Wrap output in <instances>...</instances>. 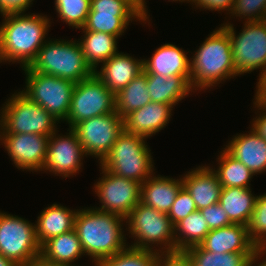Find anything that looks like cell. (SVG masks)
Returning a JSON list of instances; mask_svg holds the SVG:
<instances>
[{"mask_svg": "<svg viewBox=\"0 0 266 266\" xmlns=\"http://www.w3.org/2000/svg\"><path fill=\"white\" fill-rule=\"evenodd\" d=\"M28 68L31 71L68 79L74 83L94 73L85 60L79 40L46 41Z\"/></svg>", "mask_w": 266, "mask_h": 266, "instance_id": "277c9868", "label": "cell"}, {"mask_svg": "<svg viewBox=\"0 0 266 266\" xmlns=\"http://www.w3.org/2000/svg\"><path fill=\"white\" fill-rule=\"evenodd\" d=\"M0 254L17 266L40 257L35 224L0 211Z\"/></svg>", "mask_w": 266, "mask_h": 266, "instance_id": "30bf717a", "label": "cell"}, {"mask_svg": "<svg viewBox=\"0 0 266 266\" xmlns=\"http://www.w3.org/2000/svg\"><path fill=\"white\" fill-rule=\"evenodd\" d=\"M190 72L192 90H207L220 84L222 80L238 76L233 62L231 41L222 27L213 31L195 51L190 59Z\"/></svg>", "mask_w": 266, "mask_h": 266, "instance_id": "3957f363", "label": "cell"}, {"mask_svg": "<svg viewBox=\"0 0 266 266\" xmlns=\"http://www.w3.org/2000/svg\"><path fill=\"white\" fill-rule=\"evenodd\" d=\"M143 71L164 77L182 76L190 84V59L183 49L174 44H164L156 49L151 59H143Z\"/></svg>", "mask_w": 266, "mask_h": 266, "instance_id": "ac0fdd59", "label": "cell"}, {"mask_svg": "<svg viewBox=\"0 0 266 266\" xmlns=\"http://www.w3.org/2000/svg\"><path fill=\"white\" fill-rule=\"evenodd\" d=\"M173 1L183 2L185 0H173ZM186 1L191 2L192 0H186ZM145 4H146L145 0H142V18H143L144 22L147 21V19H149L148 14H147V10H146L147 6Z\"/></svg>", "mask_w": 266, "mask_h": 266, "instance_id": "bcb514c9", "label": "cell"}, {"mask_svg": "<svg viewBox=\"0 0 266 266\" xmlns=\"http://www.w3.org/2000/svg\"><path fill=\"white\" fill-rule=\"evenodd\" d=\"M114 112L115 95L93 73L75 84L65 121L72 128L81 121Z\"/></svg>", "mask_w": 266, "mask_h": 266, "instance_id": "8fae6325", "label": "cell"}, {"mask_svg": "<svg viewBox=\"0 0 266 266\" xmlns=\"http://www.w3.org/2000/svg\"><path fill=\"white\" fill-rule=\"evenodd\" d=\"M145 139V140H144ZM146 138L123 131L109 154L99 163L115 175L143 184L153 173V160Z\"/></svg>", "mask_w": 266, "mask_h": 266, "instance_id": "5b68a950", "label": "cell"}, {"mask_svg": "<svg viewBox=\"0 0 266 266\" xmlns=\"http://www.w3.org/2000/svg\"><path fill=\"white\" fill-rule=\"evenodd\" d=\"M85 33L79 43L87 64L93 71L99 63L107 61L117 53V37L104 32L83 31Z\"/></svg>", "mask_w": 266, "mask_h": 266, "instance_id": "4316f807", "label": "cell"}, {"mask_svg": "<svg viewBox=\"0 0 266 266\" xmlns=\"http://www.w3.org/2000/svg\"><path fill=\"white\" fill-rule=\"evenodd\" d=\"M84 251L75 229L47 240L40 247V257L46 262L59 266H75Z\"/></svg>", "mask_w": 266, "mask_h": 266, "instance_id": "cb8c5ba5", "label": "cell"}, {"mask_svg": "<svg viewBox=\"0 0 266 266\" xmlns=\"http://www.w3.org/2000/svg\"><path fill=\"white\" fill-rule=\"evenodd\" d=\"M3 105L0 134H39L50 137L58 132L56 123L59 121L21 91L13 94Z\"/></svg>", "mask_w": 266, "mask_h": 266, "instance_id": "8992f818", "label": "cell"}, {"mask_svg": "<svg viewBox=\"0 0 266 266\" xmlns=\"http://www.w3.org/2000/svg\"><path fill=\"white\" fill-rule=\"evenodd\" d=\"M58 17L73 28H82L91 10V0H55Z\"/></svg>", "mask_w": 266, "mask_h": 266, "instance_id": "836d02e7", "label": "cell"}, {"mask_svg": "<svg viewBox=\"0 0 266 266\" xmlns=\"http://www.w3.org/2000/svg\"><path fill=\"white\" fill-rule=\"evenodd\" d=\"M23 266H59V265H55V264L46 262L41 257H38L34 260L29 261L28 263H26Z\"/></svg>", "mask_w": 266, "mask_h": 266, "instance_id": "f6af8a7d", "label": "cell"}, {"mask_svg": "<svg viewBox=\"0 0 266 266\" xmlns=\"http://www.w3.org/2000/svg\"><path fill=\"white\" fill-rule=\"evenodd\" d=\"M0 266H17L13 261L6 259L0 254Z\"/></svg>", "mask_w": 266, "mask_h": 266, "instance_id": "7dc6e473", "label": "cell"}, {"mask_svg": "<svg viewBox=\"0 0 266 266\" xmlns=\"http://www.w3.org/2000/svg\"><path fill=\"white\" fill-rule=\"evenodd\" d=\"M172 110L169 104L150 102L123 118L124 130L147 139L169 123Z\"/></svg>", "mask_w": 266, "mask_h": 266, "instance_id": "e0dca14e", "label": "cell"}, {"mask_svg": "<svg viewBox=\"0 0 266 266\" xmlns=\"http://www.w3.org/2000/svg\"><path fill=\"white\" fill-rule=\"evenodd\" d=\"M48 136L39 134H0L15 166L20 169L42 171L47 157Z\"/></svg>", "mask_w": 266, "mask_h": 266, "instance_id": "9a60e30c", "label": "cell"}, {"mask_svg": "<svg viewBox=\"0 0 266 266\" xmlns=\"http://www.w3.org/2000/svg\"><path fill=\"white\" fill-rule=\"evenodd\" d=\"M155 266H193L185 251L158 253Z\"/></svg>", "mask_w": 266, "mask_h": 266, "instance_id": "ab89813d", "label": "cell"}, {"mask_svg": "<svg viewBox=\"0 0 266 266\" xmlns=\"http://www.w3.org/2000/svg\"><path fill=\"white\" fill-rule=\"evenodd\" d=\"M89 13H106L114 16H141L129 0H91Z\"/></svg>", "mask_w": 266, "mask_h": 266, "instance_id": "d590c367", "label": "cell"}, {"mask_svg": "<svg viewBox=\"0 0 266 266\" xmlns=\"http://www.w3.org/2000/svg\"><path fill=\"white\" fill-rule=\"evenodd\" d=\"M101 67L100 71L95 70L94 74L116 95L143 72V59H133L128 54L117 52L104 61Z\"/></svg>", "mask_w": 266, "mask_h": 266, "instance_id": "d6986e66", "label": "cell"}, {"mask_svg": "<svg viewBox=\"0 0 266 266\" xmlns=\"http://www.w3.org/2000/svg\"><path fill=\"white\" fill-rule=\"evenodd\" d=\"M182 187L181 178L151 175L141 186V203L168 214Z\"/></svg>", "mask_w": 266, "mask_h": 266, "instance_id": "7402d4cb", "label": "cell"}, {"mask_svg": "<svg viewBox=\"0 0 266 266\" xmlns=\"http://www.w3.org/2000/svg\"><path fill=\"white\" fill-rule=\"evenodd\" d=\"M157 249L143 250L129 247L112 257L99 261L95 266H155Z\"/></svg>", "mask_w": 266, "mask_h": 266, "instance_id": "d6a6232c", "label": "cell"}, {"mask_svg": "<svg viewBox=\"0 0 266 266\" xmlns=\"http://www.w3.org/2000/svg\"><path fill=\"white\" fill-rule=\"evenodd\" d=\"M218 169H213L222 188L242 187L250 188L253 172L239 160L231 156L225 149L218 156ZM249 185V186H248Z\"/></svg>", "mask_w": 266, "mask_h": 266, "instance_id": "f546056e", "label": "cell"}, {"mask_svg": "<svg viewBox=\"0 0 266 266\" xmlns=\"http://www.w3.org/2000/svg\"><path fill=\"white\" fill-rule=\"evenodd\" d=\"M196 7L214 11H229L232 12L235 0H192Z\"/></svg>", "mask_w": 266, "mask_h": 266, "instance_id": "60d3db41", "label": "cell"}, {"mask_svg": "<svg viewBox=\"0 0 266 266\" xmlns=\"http://www.w3.org/2000/svg\"><path fill=\"white\" fill-rule=\"evenodd\" d=\"M249 134H238L224 148L253 174L266 171V140L250 129Z\"/></svg>", "mask_w": 266, "mask_h": 266, "instance_id": "44dd1931", "label": "cell"}, {"mask_svg": "<svg viewBox=\"0 0 266 266\" xmlns=\"http://www.w3.org/2000/svg\"><path fill=\"white\" fill-rule=\"evenodd\" d=\"M263 21H265V22H266V12H265V17H264Z\"/></svg>", "mask_w": 266, "mask_h": 266, "instance_id": "681fc988", "label": "cell"}, {"mask_svg": "<svg viewBox=\"0 0 266 266\" xmlns=\"http://www.w3.org/2000/svg\"><path fill=\"white\" fill-rule=\"evenodd\" d=\"M125 219L129 233L136 240L129 247L152 251V244H160L162 250L157 253L175 251L174 226L168 214L139 202Z\"/></svg>", "mask_w": 266, "mask_h": 266, "instance_id": "52a82bcc", "label": "cell"}, {"mask_svg": "<svg viewBox=\"0 0 266 266\" xmlns=\"http://www.w3.org/2000/svg\"><path fill=\"white\" fill-rule=\"evenodd\" d=\"M183 187L194 200L197 210L219 203L222 186L209 166H199L182 178Z\"/></svg>", "mask_w": 266, "mask_h": 266, "instance_id": "ffe728a7", "label": "cell"}, {"mask_svg": "<svg viewBox=\"0 0 266 266\" xmlns=\"http://www.w3.org/2000/svg\"><path fill=\"white\" fill-rule=\"evenodd\" d=\"M209 231L207 221L200 211L192 212L174 226L175 251H185L199 245Z\"/></svg>", "mask_w": 266, "mask_h": 266, "instance_id": "f1b7e54d", "label": "cell"}, {"mask_svg": "<svg viewBox=\"0 0 266 266\" xmlns=\"http://www.w3.org/2000/svg\"><path fill=\"white\" fill-rule=\"evenodd\" d=\"M151 102L169 104L174 107L192 92L191 85L182 76H160L146 74Z\"/></svg>", "mask_w": 266, "mask_h": 266, "instance_id": "484cf974", "label": "cell"}, {"mask_svg": "<svg viewBox=\"0 0 266 266\" xmlns=\"http://www.w3.org/2000/svg\"><path fill=\"white\" fill-rule=\"evenodd\" d=\"M193 266H247L255 253H214L200 245L185 250Z\"/></svg>", "mask_w": 266, "mask_h": 266, "instance_id": "4dcf8cb0", "label": "cell"}, {"mask_svg": "<svg viewBox=\"0 0 266 266\" xmlns=\"http://www.w3.org/2000/svg\"><path fill=\"white\" fill-rule=\"evenodd\" d=\"M244 23L237 36L233 24L225 23L221 27L229 35L237 75L260 69V79L266 73V22Z\"/></svg>", "mask_w": 266, "mask_h": 266, "instance_id": "ba28073f", "label": "cell"}, {"mask_svg": "<svg viewBox=\"0 0 266 266\" xmlns=\"http://www.w3.org/2000/svg\"><path fill=\"white\" fill-rule=\"evenodd\" d=\"M77 211L53 204L45 208L35 224L36 239L40 247L49 239L74 229Z\"/></svg>", "mask_w": 266, "mask_h": 266, "instance_id": "603a6c76", "label": "cell"}, {"mask_svg": "<svg viewBox=\"0 0 266 266\" xmlns=\"http://www.w3.org/2000/svg\"><path fill=\"white\" fill-rule=\"evenodd\" d=\"M103 177L94 184V190L102 205L95 208L126 218L141 202L142 184L118 175L101 167Z\"/></svg>", "mask_w": 266, "mask_h": 266, "instance_id": "4fadbf2b", "label": "cell"}, {"mask_svg": "<svg viewBox=\"0 0 266 266\" xmlns=\"http://www.w3.org/2000/svg\"><path fill=\"white\" fill-rule=\"evenodd\" d=\"M256 197L250 188L226 187L221 190L219 204L232 224L247 226L253 214Z\"/></svg>", "mask_w": 266, "mask_h": 266, "instance_id": "d4e9b609", "label": "cell"}, {"mask_svg": "<svg viewBox=\"0 0 266 266\" xmlns=\"http://www.w3.org/2000/svg\"><path fill=\"white\" fill-rule=\"evenodd\" d=\"M149 94L147 76L143 71L115 95L117 114L124 118L130 112L147 105L151 102Z\"/></svg>", "mask_w": 266, "mask_h": 266, "instance_id": "83f0119b", "label": "cell"}, {"mask_svg": "<svg viewBox=\"0 0 266 266\" xmlns=\"http://www.w3.org/2000/svg\"><path fill=\"white\" fill-rule=\"evenodd\" d=\"M254 105L258 108V110H263L265 112H260L259 116L253 118V120H255L253 121L251 128L257 132L261 138L266 140V106L258 100L254 102Z\"/></svg>", "mask_w": 266, "mask_h": 266, "instance_id": "7bdbcfd3", "label": "cell"}, {"mask_svg": "<svg viewBox=\"0 0 266 266\" xmlns=\"http://www.w3.org/2000/svg\"><path fill=\"white\" fill-rule=\"evenodd\" d=\"M266 0H235L232 14L236 17L246 18L245 22H261L265 17Z\"/></svg>", "mask_w": 266, "mask_h": 266, "instance_id": "8d00e7d4", "label": "cell"}, {"mask_svg": "<svg viewBox=\"0 0 266 266\" xmlns=\"http://www.w3.org/2000/svg\"><path fill=\"white\" fill-rule=\"evenodd\" d=\"M214 253H256L258 248L251 242L246 225L231 224L210 230L199 244Z\"/></svg>", "mask_w": 266, "mask_h": 266, "instance_id": "2e32d148", "label": "cell"}, {"mask_svg": "<svg viewBox=\"0 0 266 266\" xmlns=\"http://www.w3.org/2000/svg\"><path fill=\"white\" fill-rule=\"evenodd\" d=\"M138 10L142 17V0H129Z\"/></svg>", "mask_w": 266, "mask_h": 266, "instance_id": "c3c4849f", "label": "cell"}, {"mask_svg": "<svg viewBox=\"0 0 266 266\" xmlns=\"http://www.w3.org/2000/svg\"><path fill=\"white\" fill-rule=\"evenodd\" d=\"M33 0H0V13H25Z\"/></svg>", "mask_w": 266, "mask_h": 266, "instance_id": "b9f144b4", "label": "cell"}, {"mask_svg": "<svg viewBox=\"0 0 266 266\" xmlns=\"http://www.w3.org/2000/svg\"><path fill=\"white\" fill-rule=\"evenodd\" d=\"M206 219L209 230L219 229L231 225L227 213L219 203L199 210Z\"/></svg>", "mask_w": 266, "mask_h": 266, "instance_id": "f35d334b", "label": "cell"}, {"mask_svg": "<svg viewBox=\"0 0 266 266\" xmlns=\"http://www.w3.org/2000/svg\"><path fill=\"white\" fill-rule=\"evenodd\" d=\"M84 153L99 158L101 163L109 154L118 136L124 131V119L117 112L96 116L72 127Z\"/></svg>", "mask_w": 266, "mask_h": 266, "instance_id": "7c38bea8", "label": "cell"}, {"mask_svg": "<svg viewBox=\"0 0 266 266\" xmlns=\"http://www.w3.org/2000/svg\"><path fill=\"white\" fill-rule=\"evenodd\" d=\"M144 21L141 16H114L106 13H89L83 31L104 32L120 37L133 19Z\"/></svg>", "mask_w": 266, "mask_h": 266, "instance_id": "1f68e13d", "label": "cell"}, {"mask_svg": "<svg viewBox=\"0 0 266 266\" xmlns=\"http://www.w3.org/2000/svg\"><path fill=\"white\" fill-rule=\"evenodd\" d=\"M266 254V252H265V250L264 249H262V250H258L251 258H250V260H249V262H248V265L247 266H253V264L255 265V262L258 260V259H260V255L262 254ZM257 266H266V258H265V260L264 261H262V263H260L259 265H257Z\"/></svg>", "mask_w": 266, "mask_h": 266, "instance_id": "ee69618b", "label": "cell"}, {"mask_svg": "<svg viewBox=\"0 0 266 266\" xmlns=\"http://www.w3.org/2000/svg\"><path fill=\"white\" fill-rule=\"evenodd\" d=\"M0 25V62H21L29 67L44 45L50 19L46 16L23 13L3 14ZM44 41V42H43Z\"/></svg>", "mask_w": 266, "mask_h": 266, "instance_id": "6da1fadb", "label": "cell"}, {"mask_svg": "<svg viewBox=\"0 0 266 266\" xmlns=\"http://www.w3.org/2000/svg\"><path fill=\"white\" fill-rule=\"evenodd\" d=\"M23 70L27 75L26 89L21 92L34 103L41 105L58 121H65L76 83L68 79L31 71L28 67Z\"/></svg>", "mask_w": 266, "mask_h": 266, "instance_id": "9c48e42d", "label": "cell"}, {"mask_svg": "<svg viewBox=\"0 0 266 266\" xmlns=\"http://www.w3.org/2000/svg\"><path fill=\"white\" fill-rule=\"evenodd\" d=\"M68 135H56L54 132L48 139L47 157L43 170L66 178L75 175L81 169L86 154L76 133L70 128ZM63 136V137H62Z\"/></svg>", "mask_w": 266, "mask_h": 266, "instance_id": "5bb4252c", "label": "cell"}, {"mask_svg": "<svg viewBox=\"0 0 266 266\" xmlns=\"http://www.w3.org/2000/svg\"><path fill=\"white\" fill-rule=\"evenodd\" d=\"M125 218L96 209H79L75 226L84 255L90 256L95 264L126 249Z\"/></svg>", "mask_w": 266, "mask_h": 266, "instance_id": "7a4b0ae2", "label": "cell"}, {"mask_svg": "<svg viewBox=\"0 0 266 266\" xmlns=\"http://www.w3.org/2000/svg\"><path fill=\"white\" fill-rule=\"evenodd\" d=\"M251 242L262 250L266 248V193L256 197L253 214L247 225Z\"/></svg>", "mask_w": 266, "mask_h": 266, "instance_id": "e575fe53", "label": "cell"}, {"mask_svg": "<svg viewBox=\"0 0 266 266\" xmlns=\"http://www.w3.org/2000/svg\"><path fill=\"white\" fill-rule=\"evenodd\" d=\"M196 210L197 207L191 194L182 187L175 198L168 213V217L170 218L172 225L175 226L179 221L185 219L189 214Z\"/></svg>", "mask_w": 266, "mask_h": 266, "instance_id": "74e56055", "label": "cell"}]
</instances>
